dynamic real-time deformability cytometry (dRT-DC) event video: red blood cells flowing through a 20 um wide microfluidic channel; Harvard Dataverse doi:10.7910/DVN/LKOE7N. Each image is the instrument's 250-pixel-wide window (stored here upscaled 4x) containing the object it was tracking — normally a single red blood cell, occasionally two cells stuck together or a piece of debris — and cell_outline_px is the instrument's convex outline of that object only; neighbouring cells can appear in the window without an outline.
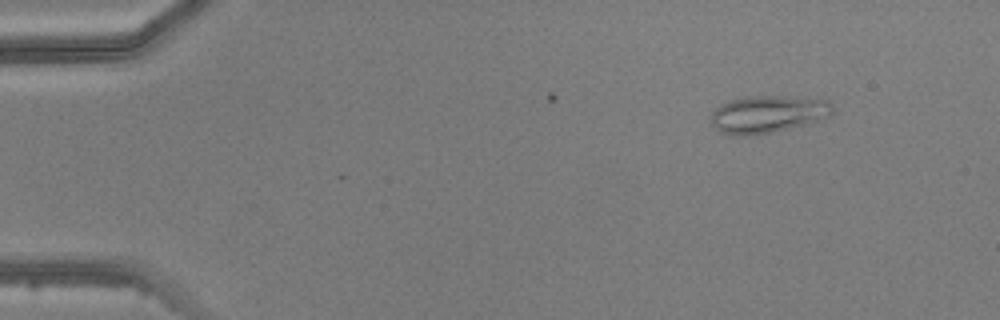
{"species": "common noctule bat (a hibernating species)", "species_latin": "Nyctalus noctula", "temperature_condition": "warm", "stored_images_in_passage": 4, "camera_frame_rate_fps": 3000, "um_per_image_px": 0.085, "animal": {"sex": "male", "body_mass_g": 20.5, "forearm_length_mm": 52.5}, "frame": {"image": 1, "passage_image": 2, "time_ms": 1.0, "image_size_px": [1000, 320], "cell_outline_px": [[832, 112], [828, 116], [804, 124], [772, 132], [748, 136], [732, 136], [720, 132], [712, 124], [708, 116], [720, 104], [732, 100], [748, 96], [784, 96], [828, 100], [832, 104]], "centroid_in_image_um": [65.19, 9.71], "position_along_channel_um": 19.8, "area_um2": 26.36}}